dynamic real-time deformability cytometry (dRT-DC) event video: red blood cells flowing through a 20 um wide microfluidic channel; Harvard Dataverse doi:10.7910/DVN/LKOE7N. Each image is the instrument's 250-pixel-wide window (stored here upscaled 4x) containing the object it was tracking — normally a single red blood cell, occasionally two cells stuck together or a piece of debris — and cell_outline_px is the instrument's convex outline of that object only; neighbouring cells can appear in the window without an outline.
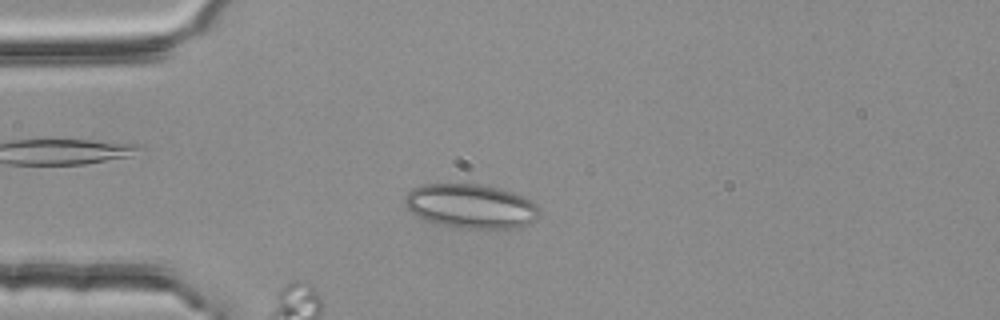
{"species": "common noctule bat (a hibernating species)", "species_latin": "Nyctalus noctula", "temperature_condition": "room temperature", "stored_images_in_passage": 53, "segment_of_instrument_passage": [1, 2], "camera_frame_rate_fps": 3000, "um_per_image_px": 0.085, "animal": {"sex": "female", "body_mass_g": 25.1}, "frame": {"image": 1, "passage_image": 14, "time_ms": 4.333, "image_size_px": [1000, 320], "cell_outline_px": [[540, 212], [536, 220], [532, 224], [516, 228], [464, 228], [440, 224], [428, 220], [412, 212], [404, 204], [404, 200], [408, 192], [412, 188], [420, 184], [476, 184], [500, 188], [512, 192], [532, 200], [540, 208]], "centroid_in_image_um": [40.08, 17.52], "position_along_channel_um": 44.9, "area_um2": 34.68}}